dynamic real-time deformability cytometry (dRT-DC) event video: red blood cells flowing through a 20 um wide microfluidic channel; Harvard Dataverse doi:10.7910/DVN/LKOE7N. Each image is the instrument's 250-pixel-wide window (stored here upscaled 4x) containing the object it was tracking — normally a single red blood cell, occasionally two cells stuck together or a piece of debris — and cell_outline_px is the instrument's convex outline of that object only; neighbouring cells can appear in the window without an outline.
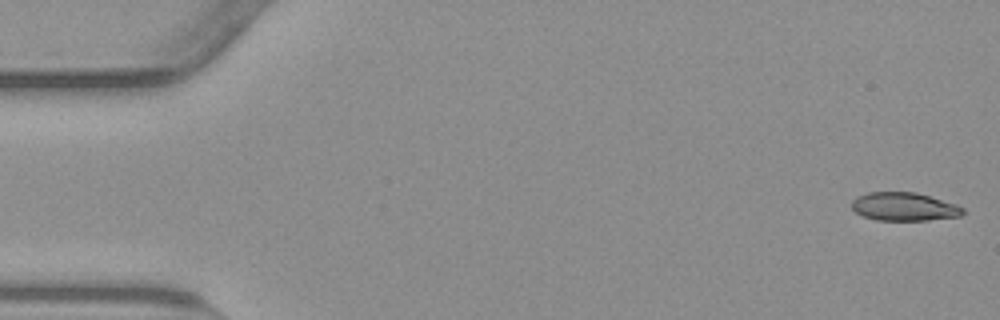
{"species": "common noctule bat (a hibernating species)", "species_latin": "Nyctalus noctula", "temperature_condition": "warm", "stored_images_in_passage": 54, "camera_frame_rate_fps": 3000, "um_per_image_px": 0.085, "animal": {"sex": "male", "body_mass_g": 23.1, "forearm_length_mm": 52.7}, "frame": {"image": 1, "passage_image": 1, "time_ms": 0.0, "image_size_px": [1000, 320], "cell_outline_px": [[964, 212], [960, 216], [928, 220], [876, 220], [864, 216], [856, 212], [852, 208], [852, 200], [856, 196], [868, 192], [916, 192], [956, 204], [964, 208]], "centroid_in_image_um": [76.84, 17.56], "position_along_channel_um": 8.2, "area_um2": 18.32}}
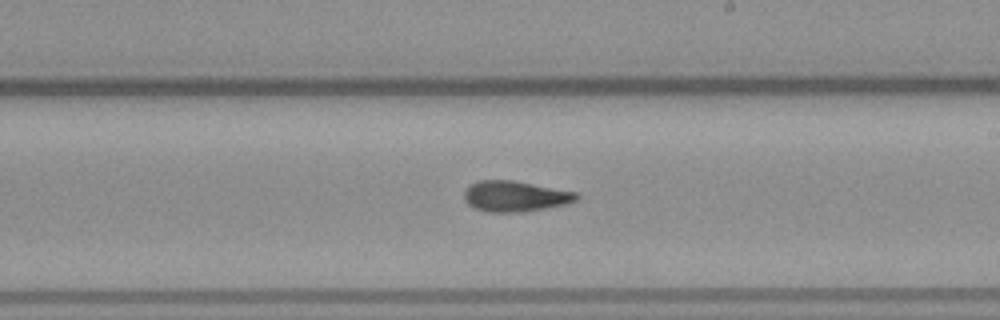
{"frame": {"image": 2, "passage_image": 31, "time_ms": 10.0, "image_size_px": [1000, 320], "cell_outline_px": [[580, 196], [576, 200], [564, 204], [524, 212], [488, 212], [476, 208], [468, 204], [464, 196], [464, 192], [476, 180], [512, 180], [580, 192]], "centroid_in_image_um": [43.82, 16.67], "position_along_channel_um": 245.2, "area_um2": 20.06}}
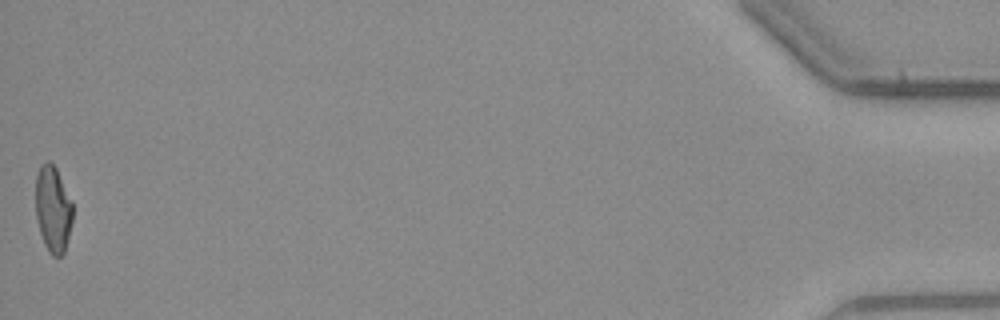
{"frame": {"image": 3, "passage_image": 54, "time_ms": 17.667, "image_size_px": [1000, 320], "cell_outline_px": [[72, 220], [64, 252], [60, 256], [52, 256], [48, 252], [44, 244], [40, 232], [36, 216], [36, 176], [40, 164], [48, 160], [56, 168], [72, 200]], "centroid_in_image_um": [4.49, 17.76], "position_along_channel_um": 430.7, "area_um2": 18.61}, "authors_computed_cell_mechanics": {"area_um2": 19.5075, "velocity_mm_per_s": 3.8062, "shape_relaxation_time_tau1_ms": 7.1597, "shape_relaxation_time_tau2_ms": 1.8866, "deformation_change_tau1": 0.2393, "deformation_change_tau2": 0.0961}}